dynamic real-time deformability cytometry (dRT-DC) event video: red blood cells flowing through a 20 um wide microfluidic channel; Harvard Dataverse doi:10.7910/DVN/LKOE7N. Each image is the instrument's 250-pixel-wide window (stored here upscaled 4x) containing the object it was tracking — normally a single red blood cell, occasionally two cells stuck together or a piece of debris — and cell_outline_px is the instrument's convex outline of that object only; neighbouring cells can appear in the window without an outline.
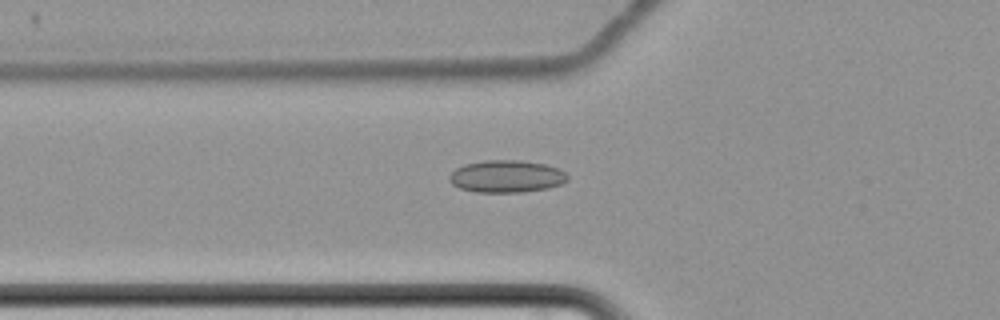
{"species": "common noctule bat (a hibernating species)", "species_latin": "Nyctalus noctula", "temperature_condition": "cold", "stored_images_in_passage": 63, "camera_frame_rate_fps": 3000, "um_per_image_px": 0.085, "animal": {"sex": "female", "body_mass_g": 22.7, "forearm_length_mm": 54.2}, "frame": {"image": 1, "passage_image": 25, "time_ms": 8.0, "image_size_px": [1000, 320], "cell_outline_px": [[568, 180], [560, 184], [548, 188], [520, 192], [476, 192], [460, 188], [452, 184], [448, 180], [448, 176], [456, 168], [464, 164], [484, 160], [520, 160], [544, 164], [560, 168], [568, 176]], "centroid_in_image_um": [43.04, 14.98], "position_along_channel_um": 82.8, "area_um2": 22.31}}
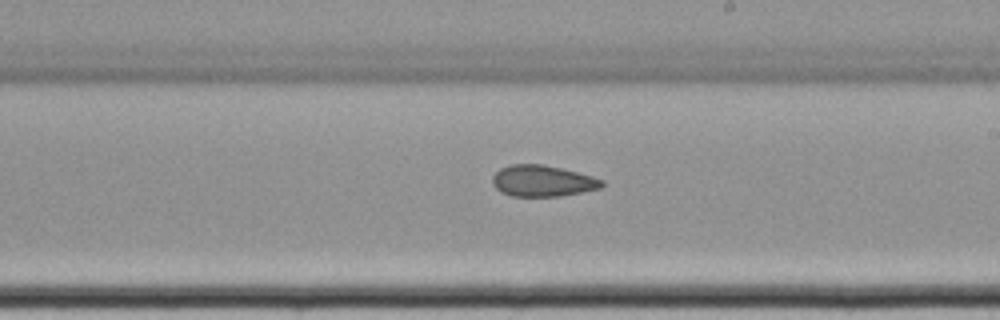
{"frame": {"image": 2, "passage_image": 39, "time_ms": 12.667, "image_size_px": [1000, 320], "cell_outline_px": [[604, 184], [600, 188], [560, 196], [512, 196], [500, 192], [492, 184], [492, 176], [500, 168], [512, 164], [544, 164], [592, 176], [604, 180]], "centroid_in_image_um": [46.09, 15.37], "position_along_channel_um": 242.9, "area_um2": 19.88}}
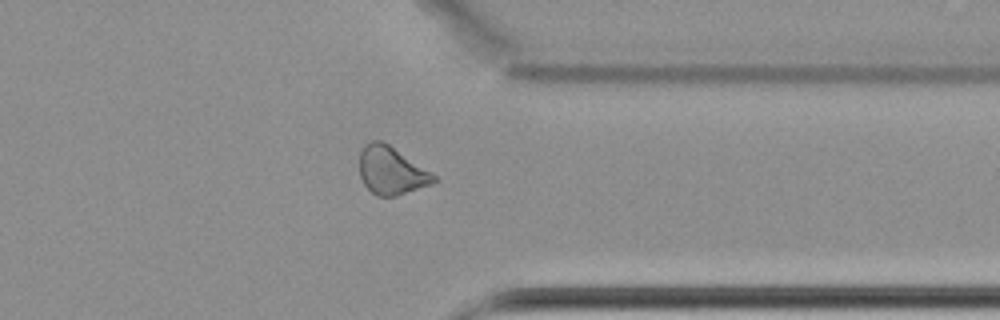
{"frame": {"image": 3, "passage_image": 51, "time_ms": 16.667, "image_size_px": [1000, 320], "cell_outline_px": [[436, 180], [432, 184], [396, 196], [376, 196], [364, 184], [360, 176], [360, 152], [364, 144], [372, 140], [380, 140], [388, 144], [432, 172], [436, 176]], "centroid_in_image_um": [33.25, 14.5], "position_along_channel_um": 378.1, "area_um2": 20.63}, "authors_computed_cell_mechanics": {"area_um2": 21.4438, "velocity_mm_per_s": 3.4355, "shape_relaxation_time_tau1_ms": null, "shape_relaxation_time_tau2_ms": 3.6612, "deformation_change_tau1": null, "deformation_change_tau2": 0.0911}}